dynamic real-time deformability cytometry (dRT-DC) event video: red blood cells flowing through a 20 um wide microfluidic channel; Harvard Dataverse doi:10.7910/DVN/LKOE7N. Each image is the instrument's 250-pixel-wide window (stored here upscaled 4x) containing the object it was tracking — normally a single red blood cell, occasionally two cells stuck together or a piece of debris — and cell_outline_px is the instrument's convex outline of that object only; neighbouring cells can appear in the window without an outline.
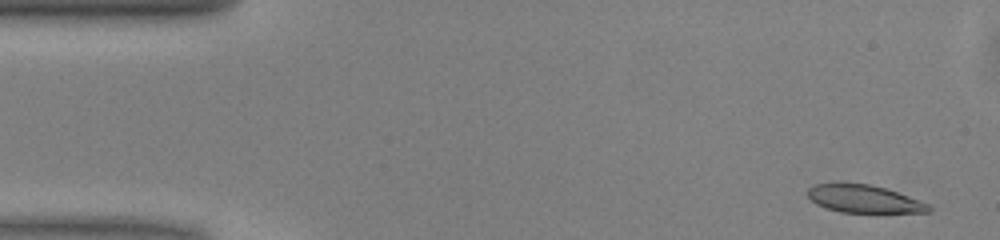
{"species": "common noctule bat (a hibernating species)", "species_latin": "Nyctalus noctula", "temperature_condition": "warm", "stored_images_in_passage": 49, "camera_frame_rate_fps": 3000, "um_per_image_px": 0.085, "animal": {"sex": "male", "body_mass_g": 13.0, "forearm_length_mm": 53.1}, "frame": {"image": 1, "passage_image": 2, "time_ms": 0.333, "image_size_px": [1000, 240], "cell_outline_px": [[932, 208], [928, 212], [840, 212], [816, 204], [808, 196], [808, 188], [816, 184], [868, 184], [884, 188], [908, 196], [928, 204]], "centroid_in_image_um": [73.43, 16.92], "position_along_channel_um": 11.6, "area_um2": 18.96}}
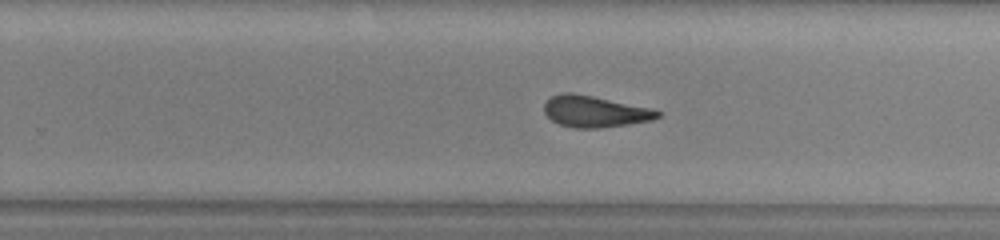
{"frame": {"image": 2, "passage_image": 30, "time_ms": 9.667, "image_size_px": [1000, 240], "cell_outline_px": [[664, 112], [660, 116], [652, 120], [628, 124], [600, 128], [576, 128], [560, 124], [552, 120], [544, 112], [544, 104], [552, 96], [560, 92], [572, 92], [652, 108]], "centroid_in_image_um": [50.58, 9.47], "position_along_channel_um": 279.2, "area_um2": 20.75}}
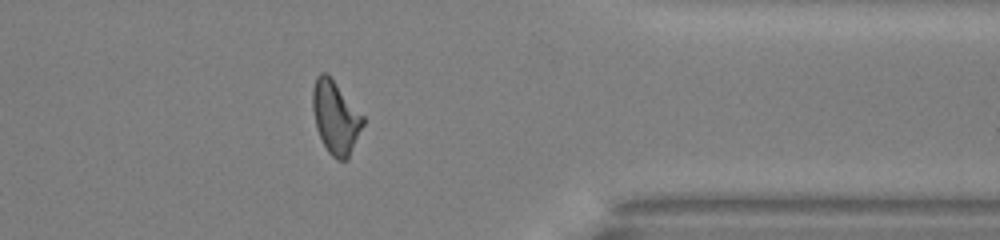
{"frame": {"image": 3, "passage_image": 39, "time_ms": 12.667, "image_size_px": [1000, 240], "cell_outline_px": [[364, 124], [348, 160], [336, 160], [328, 152], [316, 128], [312, 108], [312, 88], [316, 76], [320, 72], [324, 72], [332, 80], [364, 116]], "centroid_in_image_um": [28.51, 10.01], "position_along_channel_um": 382.9, "area_um2": 21.21}, "authors_computed_cell_mechanics": {"area_um2": 21.2126, "velocity_mm_per_s": 4.0556, "shape_relaxation_time_tau1_ms": 5.1994, "shape_relaxation_time_tau2_ms": 1.4958, "deformation_change_tau1": 0.1772, "deformation_change_tau2": 0.0993}}